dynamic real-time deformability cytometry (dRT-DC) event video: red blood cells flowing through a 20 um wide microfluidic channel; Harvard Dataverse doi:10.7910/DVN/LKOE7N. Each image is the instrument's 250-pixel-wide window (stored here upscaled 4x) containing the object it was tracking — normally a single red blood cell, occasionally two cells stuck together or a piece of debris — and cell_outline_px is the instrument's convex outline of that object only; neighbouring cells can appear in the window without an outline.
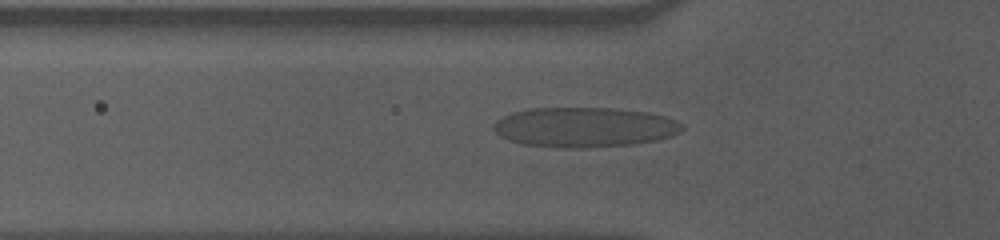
{"species": "human", "species_latin": "Homo sapiens", "temperature_condition": "cold", "stored_images_in_passage": 42, "camera_frame_rate_fps": 3000, "um_per_image_px": 0.085, "donor": {"sex": "male"}, "frame": {"image": 1, "passage_image": 10, "time_ms": 3.0, "image_size_px": [1000, 240], "cell_outline_px": [[684, 128], [680, 132], [672, 136], [656, 140], [632, 144], [588, 148], [556, 148], [524, 144], [508, 140], [500, 136], [492, 128], [492, 124], [496, 120], [512, 112], [528, 108], [612, 108], [648, 112], [664, 116], [676, 120], [684, 124]], "centroid_in_image_um": [49.67, 10.81], "position_along_channel_um": 76.1, "area_um2": 44.22}}
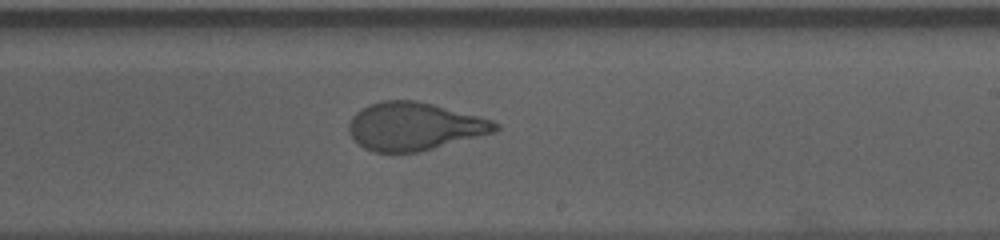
{"frame": {"image": 2, "passage_image": 25, "time_ms": 8.0, "image_size_px": [1000, 240], "cell_outline_px": [[500, 128], [496, 132], [420, 152], [372, 152], [364, 148], [348, 132], [348, 124], [352, 116], [356, 112], [368, 104], [384, 100], [416, 100], [480, 116], [492, 120], [500, 124]], "centroid_in_image_um": [35.23, 10.74], "position_along_channel_um": 253.8, "area_um2": 41.04}}
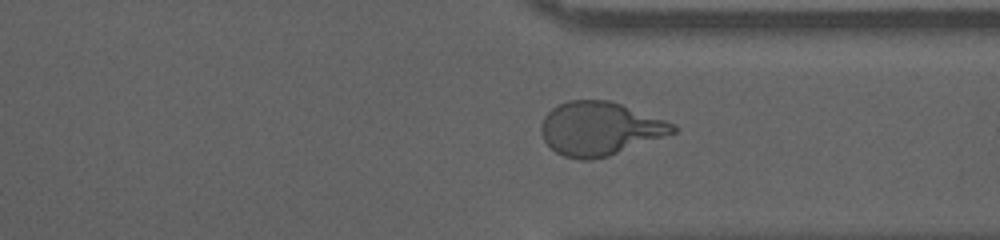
{"frame": {"image": 3, "passage_image": 34, "time_ms": 11.0, "image_size_px": [1000, 240], "cell_outline_px": [[676, 132], [608, 156], [592, 160], [580, 160], [564, 156], [556, 152], [544, 140], [540, 128], [540, 124], [544, 116], [552, 108], [568, 100], [608, 100], [620, 104], [676, 124]], "centroid_in_image_um": [50.95, 10.94], "position_along_channel_um": 360.4, "area_um2": 40.75}}